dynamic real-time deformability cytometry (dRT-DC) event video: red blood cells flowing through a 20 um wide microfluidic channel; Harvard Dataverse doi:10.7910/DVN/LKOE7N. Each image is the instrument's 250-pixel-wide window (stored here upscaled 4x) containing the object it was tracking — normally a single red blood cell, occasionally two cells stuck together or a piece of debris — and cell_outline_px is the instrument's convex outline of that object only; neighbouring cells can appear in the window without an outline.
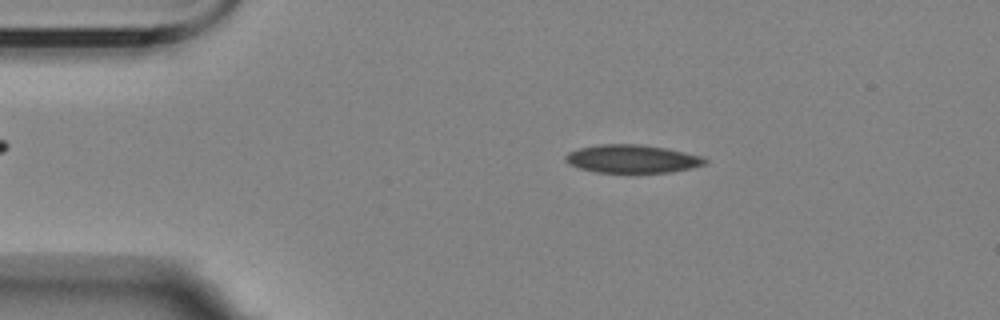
{"species": "Egyptian fruit bat (a non-hibernating species)", "species_latin": "Rousettus aegyptiacus", "temperature_condition": "room temperature", "stored_images_in_passage": 7, "camera_frame_rate_fps": 3000, "um_per_image_px": 0.085, "animal": {"sex": "female"}, "frame": {"image": 1, "passage_image": 2, "time_ms": 1.0, "image_size_px": [1000, 320], "cell_outline_px": [[708, 160], [704, 164], [672, 172], [596, 172], [580, 168], [568, 164], [564, 160], [564, 156], [568, 152], [580, 148], [600, 144], [640, 144], [664, 148], [704, 156]], "centroid_in_image_um": [53.7, 13.49], "position_along_channel_um": 31.3, "area_um2": 22.72}}
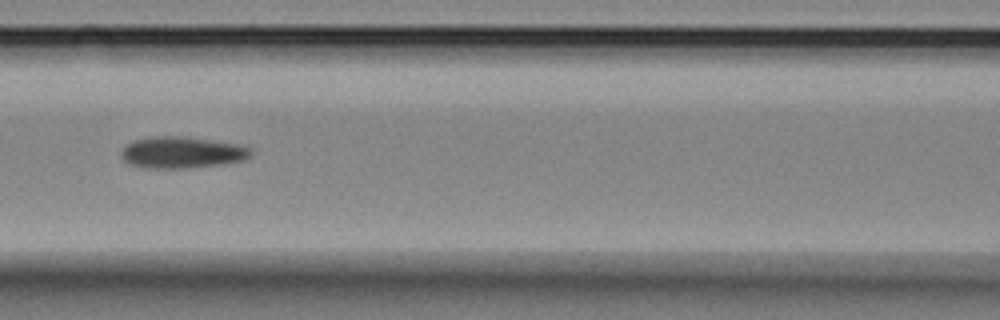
{"frame": {"image": 2, "passage_image": 5, "time_ms": 5.667, "image_size_px": [1000, 320], "cell_outline_px": [[252, 152], [244, 160], [220, 164], [188, 168], [148, 168], [128, 164], [120, 156], [120, 152], [132, 140], [152, 136], [184, 136], [240, 144], [252, 148]], "centroid_in_image_um": [15.45, 12.95], "position_along_channel_um": 151.2, "area_um2": 23.93}}
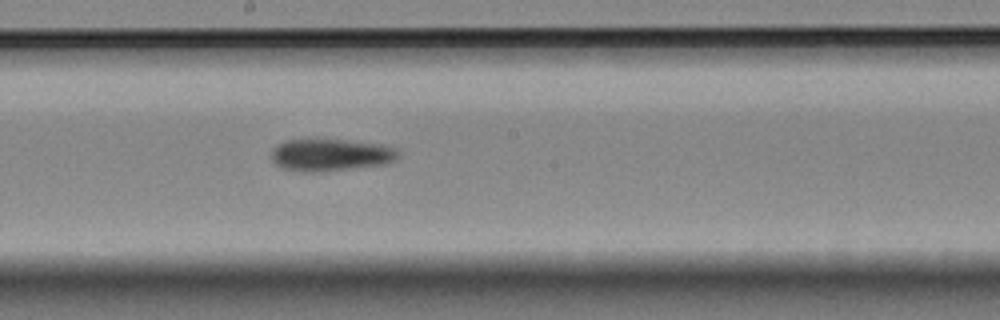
{"frame": {"image": 3, "passage_image": 7, "time_ms": 7.667, "image_size_px": [1000, 320], "cell_outline_px": [[396, 156], [392, 160], [384, 164], [320, 172], [308, 172], [280, 168], [272, 160], [272, 148], [276, 144], [284, 140], [348, 140], [384, 144], [396, 148]], "centroid_in_image_um": [28.05, 13.16], "position_along_channel_um": 220.2, "area_um2": 23.64}}